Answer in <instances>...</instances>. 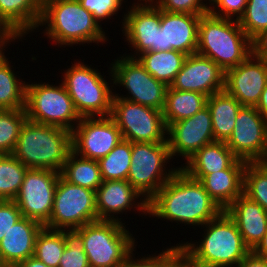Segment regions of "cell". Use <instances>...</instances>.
<instances>
[{
	"instance_id": "f546056e",
	"label": "cell",
	"mask_w": 267,
	"mask_h": 267,
	"mask_svg": "<svg viewBox=\"0 0 267 267\" xmlns=\"http://www.w3.org/2000/svg\"><path fill=\"white\" fill-rule=\"evenodd\" d=\"M60 176L70 184L96 191L102 184L98 160L85 159L71 152Z\"/></svg>"
},
{
	"instance_id": "9a60e30c",
	"label": "cell",
	"mask_w": 267,
	"mask_h": 267,
	"mask_svg": "<svg viewBox=\"0 0 267 267\" xmlns=\"http://www.w3.org/2000/svg\"><path fill=\"white\" fill-rule=\"evenodd\" d=\"M71 133L72 152L91 160L105 157L123 140L111 116L83 117Z\"/></svg>"
},
{
	"instance_id": "5b68a950",
	"label": "cell",
	"mask_w": 267,
	"mask_h": 267,
	"mask_svg": "<svg viewBox=\"0 0 267 267\" xmlns=\"http://www.w3.org/2000/svg\"><path fill=\"white\" fill-rule=\"evenodd\" d=\"M252 53L251 39L235 19L207 13L198 25L197 54L213 60L225 72L238 66Z\"/></svg>"
},
{
	"instance_id": "cb8c5ba5",
	"label": "cell",
	"mask_w": 267,
	"mask_h": 267,
	"mask_svg": "<svg viewBox=\"0 0 267 267\" xmlns=\"http://www.w3.org/2000/svg\"><path fill=\"white\" fill-rule=\"evenodd\" d=\"M225 211L235 221L245 245L252 251L267 232V211L244 194Z\"/></svg>"
},
{
	"instance_id": "277c9868",
	"label": "cell",
	"mask_w": 267,
	"mask_h": 267,
	"mask_svg": "<svg viewBox=\"0 0 267 267\" xmlns=\"http://www.w3.org/2000/svg\"><path fill=\"white\" fill-rule=\"evenodd\" d=\"M72 152V133L28 119L21 127L12 155L29 169L61 172Z\"/></svg>"
},
{
	"instance_id": "836d02e7",
	"label": "cell",
	"mask_w": 267,
	"mask_h": 267,
	"mask_svg": "<svg viewBox=\"0 0 267 267\" xmlns=\"http://www.w3.org/2000/svg\"><path fill=\"white\" fill-rule=\"evenodd\" d=\"M29 168L12 154H0V200H14Z\"/></svg>"
},
{
	"instance_id": "d4e9b609",
	"label": "cell",
	"mask_w": 267,
	"mask_h": 267,
	"mask_svg": "<svg viewBox=\"0 0 267 267\" xmlns=\"http://www.w3.org/2000/svg\"><path fill=\"white\" fill-rule=\"evenodd\" d=\"M45 0H0V22L16 37L34 32L40 23Z\"/></svg>"
},
{
	"instance_id": "44dd1931",
	"label": "cell",
	"mask_w": 267,
	"mask_h": 267,
	"mask_svg": "<svg viewBox=\"0 0 267 267\" xmlns=\"http://www.w3.org/2000/svg\"><path fill=\"white\" fill-rule=\"evenodd\" d=\"M141 196L127 180L102 181L96 190L98 219L123 223L122 218H116L115 215L131 211V208L147 216L148 202ZM138 198L140 202H137Z\"/></svg>"
},
{
	"instance_id": "d6a6232c",
	"label": "cell",
	"mask_w": 267,
	"mask_h": 267,
	"mask_svg": "<svg viewBox=\"0 0 267 267\" xmlns=\"http://www.w3.org/2000/svg\"><path fill=\"white\" fill-rule=\"evenodd\" d=\"M66 246V230H51L43 227L37 234L34 257L49 267H59Z\"/></svg>"
},
{
	"instance_id": "7dc6e473",
	"label": "cell",
	"mask_w": 267,
	"mask_h": 267,
	"mask_svg": "<svg viewBox=\"0 0 267 267\" xmlns=\"http://www.w3.org/2000/svg\"><path fill=\"white\" fill-rule=\"evenodd\" d=\"M15 39H19L16 37L5 25L0 22V59L4 56L5 47H7L8 43L16 42ZM4 51V52H3Z\"/></svg>"
},
{
	"instance_id": "b9f144b4",
	"label": "cell",
	"mask_w": 267,
	"mask_h": 267,
	"mask_svg": "<svg viewBox=\"0 0 267 267\" xmlns=\"http://www.w3.org/2000/svg\"><path fill=\"white\" fill-rule=\"evenodd\" d=\"M22 217V213L14 200H0V241L11 226Z\"/></svg>"
},
{
	"instance_id": "3957f363",
	"label": "cell",
	"mask_w": 267,
	"mask_h": 267,
	"mask_svg": "<svg viewBox=\"0 0 267 267\" xmlns=\"http://www.w3.org/2000/svg\"><path fill=\"white\" fill-rule=\"evenodd\" d=\"M39 26H45L47 38L60 47L109 41L102 26L78 0H45Z\"/></svg>"
},
{
	"instance_id": "5bb4252c",
	"label": "cell",
	"mask_w": 267,
	"mask_h": 267,
	"mask_svg": "<svg viewBox=\"0 0 267 267\" xmlns=\"http://www.w3.org/2000/svg\"><path fill=\"white\" fill-rule=\"evenodd\" d=\"M225 143L238 159L264 162L267 157L266 120L255 107L242 106L232 134Z\"/></svg>"
},
{
	"instance_id": "bcb514c9",
	"label": "cell",
	"mask_w": 267,
	"mask_h": 267,
	"mask_svg": "<svg viewBox=\"0 0 267 267\" xmlns=\"http://www.w3.org/2000/svg\"><path fill=\"white\" fill-rule=\"evenodd\" d=\"M236 267H267V258L251 251Z\"/></svg>"
},
{
	"instance_id": "8992f818",
	"label": "cell",
	"mask_w": 267,
	"mask_h": 267,
	"mask_svg": "<svg viewBox=\"0 0 267 267\" xmlns=\"http://www.w3.org/2000/svg\"><path fill=\"white\" fill-rule=\"evenodd\" d=\"M125 223L98 220L73 232L83 244L90 267H122L135 249V238Z\"/></svg>"
},
{
	"instance_id": "d6986e66",
	"label": "cell",
	"mask_w": 267,
	"mask_h": 267,
	"mask_svg": "<svg viewBox=\"0 0 267 267\" xmlns=\"http://www.w3.org/2000/svg\"><path fill=\"white\" fill-rule=\"evenodd\" d=\"M172 89L200 92L207 97L225 89V71L213 60L199 54L186 57L170 85Z\"/></svg>"
},
{
	"instance_id": "7bdbcfd3",
	"label": "cell",
	"mask_w": 267,
	"mask_h": 267,
	"mask_svg": "<svg viewBox=\"0 0 267 267\" xmlns=\"http://www.w3.org/2000/svg\"><path fill=\"white\" fill-rule=\"evenodd\" d=\"M172 246L160 252L158 255H148L141 259H135L134 249L127 255L125 264L122 267H157V265L175 248ZM134 257V258H133Z\"/></svg>"
},
{
	"instance_id": "ee69618b",
	"label": "cell",
	"mask_w": 267,
	"mask_h": 267,
	"mask_svg": "<svg viewBox=\"0 0 267 267\" xmlns=\"http://www.w3.org/2000/svg\"><path fill=\"white\" fill-rule=\"evenodd\" d=\"M157 267H194L187 252L179 245L157 265Z\"/></svg>"
},
{
	"instance_id": "74e56055",
	"label": "cell",
	"mask_w": 267,
	"mask_h": 267,
	"mask_svg": "<svg viewBox=\"0 0 267 267\" xmlns=\"http://www.w3.org/2000/svg\"><path fill=\"white\" fill-rule=\"evenodd\" d=\"M59 267H90L83 244L74 232L66 230V246Z\"/></svg>"
},
{
	"instance_id": "f6af8a7d",
	"label": "cell",
	"mask_w": 267,
	"mask_h": 267,
	"mask_svg": "<svg viewBox=\"0 0 267 267\" xmlns=\"http://www.w3.org/2000/svg\"><path fill=\"white\" fill-rule=\"evenodd\" d=\"M252 54L259 58L267 60V29L260 32L251 40Z\"/></svg>"
},
{
	"instance_id": "7402d4cb",
	"label": "cell",
	"mask_w": 267,
	"mask_h": 267,
	"mask_svg": "<svg viewBox=\"0 0 267 267\" xmlns=\"http://www.w3.org/2000/svg\"><path fill=\"white\" fill-rule=\"evenodd\" d=\"M44 226L33 219L22 217L11 226L0 241V267H15L34 255L37 234Z\"/></svg>"
},
{
	"instance_id": "9c48e42d",
	"label": "cell",
	"mask_w": 267,
	"mask_h": 267,
	"mask_svg": "<svg viewBox=\"0 0 267 267\" xmlns=\"http://www.w3.org/2000/svg\"><path fill=\"white\" fill-rule=\"evenodd\" d=\"M168 141L132 142L131 165L127 181L148 202L180 167L166 170L171 160Z\"/></svg>"
},
{
	"instance_id": "484cf974",
	"label": "cell",
	"mask_w": 267,
	"mask_h": 267,
	"mask_svg": "<svg viewBox=\"0 0 267 267\" xmlns=\"http://www.w3.org/2000/svg\"><path fill=\"white\" fill-rule=\"evenodd\" d=\"M236 159L225 142L215 141L196 151L180 168L186 174H211L227 169Z\"/></svg>"
},
{
	"instance_id": "6da1fadb",
	"label": "cell",
	"mask_w": 267,
	"mask_h": 267,
	"mask_svg": "<svg viewBox=\"0 0 267 267\" xmlns=\"http://www.w3.org/2000/svg\"><path fill=\"white\" fill-rule=\"evenodd\" d=\"M223 210L210 197L203 184L181 168L148 201L149 217L203 226Z\"/></svg>"
},
{
	"instance_id": "681fc988",
	"label": "cell",
	"mask_w": 267,
	"mask_h": 267,
	"mask_svg": "<svg viewBox=\"0 0 267 267\" xmlns=\"http://www.w3.org/2000/svg\"><path fill=\"white\" fill-rule=\"evenodd\" d=\"M252 252L257 256L267 258V232L264 234L262 240L252 250Z\"/></svg>"
},
{
	"instance_id": "f907efd6",
	"label": "cell",
	"mask_w": 267,
	"mask_h": 267,
	"mask_svg": "<svg viewBox=\"0 0 267 267\" xmlns=\"http://www.w3.org/2000/svg\"><path fill=\"white\" fill-rule=\"evenodd\" d=\"M15 267H49V266H47L45 263L32 256L18 263Z\"/></svg>"
},
{
	"instance_id": "1f68e13d",
	"label": "cell",
	"mask_w": 267,
	"mask_h": 267,
	"mask_svg": "<svg viewBox=\"0 0 267 267\" xmlns=\"http://www.w3.org/2000/svg\"><path fill=\"white\" fill-rule=\"evenodd\" d=\"M131 156L132 142L123 139L108 155L98 160L102 181L127 180Z\"/></svg>"
},
{
	"instance_id": "e575fe53",
	"label": "cell",
	"mask_w": 267,
	"mask_h": 267,
	"mask_svg": "<svg viewBox=\"0 0 267 267\" xmlns=\"http://www.w3.org/2000/svg\"><path fill=\"white\" fill-rule=\"evenodd\" d=\"M243 194L267 211V164L247 162L244 170Z\"/></svg>"
},
{
	"instance_id": "7a4b0ae2",
	"label": "cell",
	"mask_w": 267,
	"mask_h": 267,
	"mask_svg": "<svg viewBox=\"0 0 267 267\" xmlns=\"http://www.w3.org/2000/svg\"><path fill=\"white\" fill-rule=\"evenodd\" d=\"M202 227L205 231L201 242L179 243L194 267H235L251 252L225 210Z\"/></svg>"
},
{
	"instance_id": "c3c4849f",
	"label": "cell",
	"mask_w": 267,
	"mask_h": 267,
	"mask_svg": "<svg viewBox=\"0 0 267 267\" xmlns=\"http://www.w3.org/2000/svg\"><path fill=\"white\" fill-rule=\"evenodd\" d=\"M267 122V85L261 94L260 100L255 107Z\"/></svg>"
},
{
	"instance_id": "f35d334b",
	"label": "cell",
	"mask_w": 267,
	"mask_h": 267,
	"mask_svg": "<svg viewBox=\"0 0 267 267\" xmlns=\"http://www.w3.org/2000/svg\"><path fill=\"white\" fill-rule=\"evenodd\" d=\"M160 10L171 13L205 15L208 13L205 0H151ZM208 1V0H206ZM204 2V3H203Z\"/></svg>"
},
{
	"instance_id": "7c38bea8",
	"label": "cell",
	"mask_w": 267,
	"mask_h": 267,
	"mask_svg": "<svg viewBox=\"0 0 267 267\" xmlns=\"http://www.w3.org/2000/svg\"><path fill=\"white\" fill-rule=\"evenodd\" d=\"M110 116L120 129L124 140L142 143L167 141L168 128L163 111L113 95Z\"/></svg>"
},
{
	"instance_id": "4fadbf2b",
	"label": "cell",
	"mask_w": 267,
	"mask_h": 267,
	"mask_svg": "<svg viewBox=\"0 0 267 267\" xmlns=\"http://www.w3.org/2000/svg\"><path fill=\"white\" fill-rule=\"evenodd\" d=\"M60 173L47 169H28L20 191L14 199L22 216L43 226L51 216Z\"/></svg>"
},
{
	"instance_id": "30bf717a",
	"label": "cell",
	"mask_w": 267,
	"mask_h": 267,
	"mask_svg": "<svg viewBox=\"0 0 267 267\" xmlns=\"http://www.w3.org/2000/svg\"><path fill=\"white\" fill-rule=\"evenodd\" d=\"M98 220L96 191L70 184L59 176L51 216L44 227L73 232Z\"/></svg>"
},
{
	"instance_id": "2e32d148",
	"label": "cell",
	"mask_w": 267,
	"mask_h": 267,
	"mask_svg": "<svg viewBox=\"0 0 267 267\" xmlns=\"http://www.w3.org/2000/svg\"><path fill=\"white\" fill-rule=\"evenodd\" d=\"M123 16L122 33L128 45H131L130 47L134 50V54L126 56L137 58L144 52L156 51L161 10L151 0H138Z\"/></svg>"
},
{
	"instance_id": "8fae6325",
	"label": "cell",
	"mask_w": 267,
	"mask_h": 267,
	"mask_svg": "<svg viewBox=\"0 0 267 267\" xmlns=\"http://www.w3.org/2000/svg\"><path fill=\"white\" fill-rule=\"evenodd\" d=\"M113 63V64H112ZM110 64V78L113 85L122 86L128 91L126 97L123 94L114 96L127 101L141 104L163 111L165 107L166 92L168 86L155 79L137 58L124 56L118 57Z\"/></svg>"
},
{
	"instance_id": "4dcf8cb0",
	"label": "cell",
	"mask_w": 267,
	"mask_h": 267,
	"mask_svg": "<svg viewBox=\"0 0 267 267\" xmlns=\"http://www.w3.org/2000/svg\"><path fill=\"white\" fill-rule=\"evenodd\" d=\"M9 62L5 55L0 59V110L25 109L27 83L17 79Z\"/></svg>"
},
{
	"instance_id": "60d3db41",
	"label": "cell",
	"mask_w": 267,
	"mask_h": 267,
	"mask_svg": "<svg viewBox=\"0 0 267 267\" xmlns=\"http://www.w3.org/2000/svg\"><path fill=\"white\" fill-rule=\"evenodd\" d=\"M88 10L99 25L104 19H111L122 9L124 0H78Z\"/></svg>"
},
{
	"instance_id": "ba28073f",
	"label": "cell",
	"mask_w": 267,
	"mask_h": 267,
	"mask_svg": "<svg viewBox=\"0 0 267 267\" xmlns=\"http://www.w3.org/2000/svg\"><path fill=\"white\" fill-rule=\"evenodd\" d=\"M25 111L29 121L70 132L81 119L63 83L55 86L27 82Z\"/></svg>"
},
{
	"instance_id": "d590c367",
	"label": "cell",
	"mask_w": 267,
	"mask_h": 267,
	"mask_svg": "<svg viewBox=\"0 0 267 267\" xmlns=\"http://www.w3.org/2000/svg\"><path fill=\"white\" fill-rule=\"evenodd\" d=\"M26 120L25 109L0 110V154L13 153Z\"/></svg>"
},
{
	"instance_id": "83f0119b",
	"label": "cell",
	"mask_w": 267,
	"mask_h": 267,
	"mask_svg": "<svg viewBox=\"0 0 267 267\" xmlns=\"http://www.w3.org/2000/svg\"><path fill=\"white\" fill-rule=\"evenodd\" d=\"M206 103L207 96L200 92L175 90L169 86L163 110L167 128L172 123L192 117L203 109Z\"/></svg>"
},
{
	"instance_id": "ffe728a7",
	"label": "cell",
	"mask_w": 267,
	"mask_h": 267,
	"mask_svg": "<svg viewBox=\"0 0 267 267\" xmlns=\"http://www.w3.org/2000/svg\"><path fill=\"white\" fill-rule=\"evenodd\" d=\"M200 18L201 15L161 10V25L157 30L156 51L176 50L187 56L196 54Z\"/></svg>"
},
{
	"instance_id": "e0dca14e",
	"label": "cell",
	"mask_w": 267,
	"mask_h": 267,
	"mask_svg": "<svg viewBox=\"0 0 267 267\" xmlns=\"http://www.w3.org/2000/svg\"><path fill=\"white\" fill-rule=\"evenodd\" d=\"M167 141L171 157L179 155L186 161L204 145L215 142L207 105L192 117L172 123L167 130Z\"/></svg>"
},
{
	"instance_id": "f1b7e54d",
	"label": "cell",
	"mask_w": 267,
	"mask_h": 267,
	"mask_svg": "<svg viewBox=\"0 0 267 267\" xmlns=\"http://www.w3.org/2000/svg\"><path fill=\"white\" fill-rule=\"evenodd\" d=\"M186 57L187 55L182 52L170 50L144 52L137 59L155 79L169 87L181 70Z\"/></svg>"
},
{
	"instance_id": "ab89813d",
	"label": "cell",
	"mask_w": 267,
	"mask_h": 267,
	"mask_svg": "<svg viewBox=\"0 0 267 267\" xmlns=\"http://www.w3.org/2000/svg\"><path fill=\"white\" fill-rule=\"evenodd\" d=\"M248 0H209L208 13L212 16L237 21L243 16ZM218 11V12H217Z\"/></svg>"
},
{
	"instance_id": "603a6c76",
	"label": "cell",
	"mask_w": 267,
	"mask_h": 267,
	"mask_svg": "<svg viewBox=\"0 0 267 267\" xmlns=\"http://www.w3.org/2000/svg\"><path fill=\"white\" fill-rule=\"evenodd\" d=\"M247 162L236 159L227 169L211 174H187L199 180L210 197L225 210L243 194L244 170Z\"/></svg>"
},
{
	"instance_id": "52a82bcc",
	"label": "cell",
	"mask_w": 267,
	"mask_h": 267,
	"mask_svg": "<svg viewBox=\"0 0 267 267\" xmlns=\"http://www.w3.org/2000/svg\"><path fill=\"white\" fill-rule=\"evenodd\" d=\"M91 66L77 61L64 71L62 83L81 118L110 116L114 86Z\"/></svg>"
},
{
	"instance_id": "4316f807",
	"label": "cell",
	"mask_w": 267,
	"mask_h": 267,
	"mask_svg": "<svg viewBox=\"0 0 267 267\" xmlns=\"http://www.w3.org/2000/svg\"><path fill=\"white\" fill-rule=\"evenodd\" d=\"M206 105L211 113L215 141L226 142L232 134L242 105L225 90L207 97Z\"/></svg>"
},
{
	"instance_id": "8d00e7d4",
	"label": "cell",
	"mask_w": 267,
	"mask_h": 267,
	"mask_svg": "<svg viewBox=\"0 0 267 267\" xmlns=\"http://www.w3.org/2000/svg\"><path fill=\"white\" fill-rule=\"evenodd\" d=\"M239 25L252 40L267 29V0H248Z\"/></svg>"
},
{
	"instance_id": "ac0fdd59",
	"label": "cell",
	"mask_w": 267,
	"mask_h": 267,
	"mask_svg": "<svg viewBox=\"0 0 267 267\" xmlns=\"http://www.w3.org/2000/svg\"><path fill=\"white\" fill-rule=\"evenodd\" d=\"M267 85V61L252 53L225 72V91L242 106L256 107Z\"/></svg>"
}]
</instances>
